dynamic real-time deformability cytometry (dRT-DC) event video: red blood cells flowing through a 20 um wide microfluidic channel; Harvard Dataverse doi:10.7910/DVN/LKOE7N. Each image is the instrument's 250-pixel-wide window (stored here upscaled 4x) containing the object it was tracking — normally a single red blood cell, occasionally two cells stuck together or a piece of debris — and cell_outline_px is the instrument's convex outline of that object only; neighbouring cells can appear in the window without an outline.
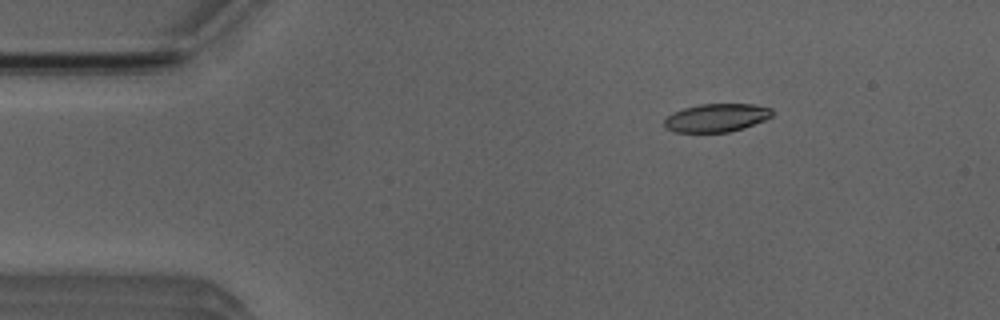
{"species": "Egyptian fruit bat (a non-hibernating species)", "species_latin": "Rousettus aegyptiacus", "temperature_condition": "room temperature", "stored_images_in_passage": 3, "camera_frame_rate_fps": 3000, "um_per_image_px": 0.085, "animal": {"sex": "male"}, "frame": {"image": 1, "passage_image": 2, "time_ms": 1.333, "image_size_px": [1000, 320], "cell_outline_px": [[772, 116], [764, 120], [744, 128], [728, 132], [672, 132], [664, 128], [664, 120], [672, 112], [684, 108], [700, 104], [752, 104], [772, 108]], "centroid_in_image_um": [60.87, 10.01], "position_along_channel_um": 24.1, "area_um2": 17.8}}